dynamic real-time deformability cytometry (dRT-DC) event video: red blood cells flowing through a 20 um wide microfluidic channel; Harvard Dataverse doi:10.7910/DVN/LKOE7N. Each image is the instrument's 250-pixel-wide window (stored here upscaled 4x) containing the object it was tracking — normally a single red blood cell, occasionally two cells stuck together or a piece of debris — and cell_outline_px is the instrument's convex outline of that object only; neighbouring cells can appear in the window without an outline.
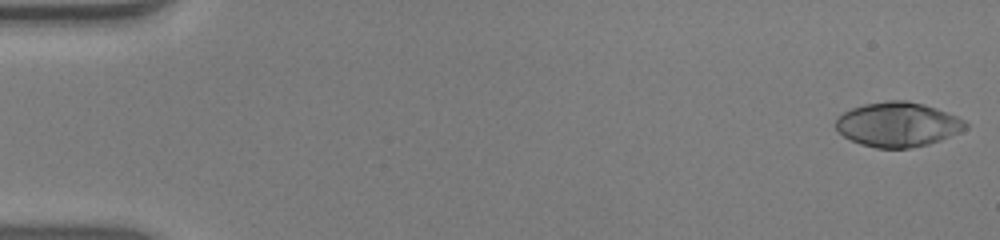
{"species": "human", "species_latin": "Homo sapiens", "temperature_condition": "warm", "stored_images_in_passage": 53, "camera_frame_rate_fps": 3000, "um_per_image_px": 0.085, "donor": {"sex": "male"}, "frame": {"image": 1, "passage_image": 1, "time_ms": 0.0, "image_size_px": [1000, 240], "cell_outline_px": [[968, 128], [960, 132], [940, 140], [928, 144], [908, 148], [876, 148], [860, 144], [844, 136], [836, 128], [836, 120], [844, 112], [852, 108], [864, 104], [888, 100], [904, 100], [924, 104], [936, 108], [956, 116], [964, 120], [968, 124]], "centroid_in_image_um": [76.33, 10.58], "position_along_channel_um": 8.7, "area_um2": 33.52}}
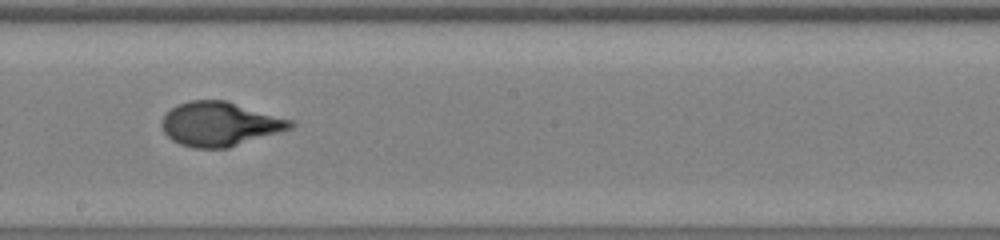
{"frame": {"image": 2, "passage_image": 30, "time_ms": 9.667, "image_size_px": [1000, 240], "cell_outline_px": [[296, 124], [292, 128], [228, 148], [196, 148], [180, 144], [172, 140], [164, 132], [160, 124], [164, 116], [172, 108], [188, 100], [224, 100], [292, 120]], "centroid_in_image_um": [18.67, 10.55], "position_along_channel_um": 229.5, "area_um2": 32.77}}
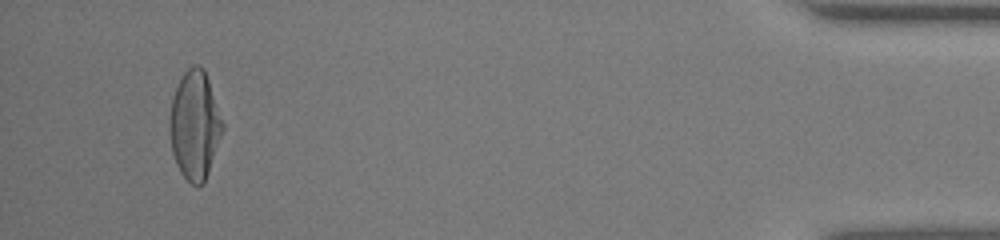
{"frame": {"image": 3, "passage_image": 50, "time_ms": 16.333, "image_size_px": [1000, 240], "cell_outline_px": [[224, 128], [204, 184], [192, 184], [180, 172], [176, 164], [172, 152], [168, 132], [168, 120], [172, 96], [184, 72], [192, 64], [200, 64], [204, 68], [224, 124]], "centroid_in_image_um": [16.53, 10.62], "position_along_channel_um": 418.7, "area_um2": 33.64}, "authors_computed_cell_mechanics": {"area_um2": 32.8882, "velocity_mm_per_s": 3.9255, "shape_relaxation_time_tau1_ms": 6.166, "shape_relaxation_time_tau2_ms": null, "deformation_change_tau1": 0.3277, "deformation_change_tau2": null}}